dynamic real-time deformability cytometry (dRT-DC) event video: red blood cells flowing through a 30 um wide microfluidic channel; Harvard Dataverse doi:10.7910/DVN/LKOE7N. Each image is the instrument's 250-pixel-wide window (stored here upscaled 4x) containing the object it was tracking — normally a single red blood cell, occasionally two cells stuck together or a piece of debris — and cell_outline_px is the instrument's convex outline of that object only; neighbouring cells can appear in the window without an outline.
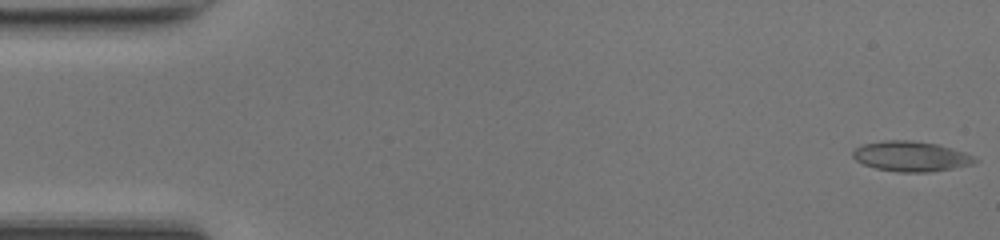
{"species": "common noctule bat (a hibernating species)", "species_latin": "Nyctalus noctula", "temperature_condition": "room temperature", "stored_images_in_passage": 48, "camera_frame_rate_fps": 3000, "um_per_image_px": 0.085, "animal": {"sex": "female", "body_mass_g": 17.0, "forearm_length_mm": 48.0}, "frame": {"image": 1, "passage_image": 1, "time_ms": 0.0, "image_size_px": [1000, 240], "cell_outline_px": [[980, 160], [972, 164], [952, 168], [928, 172], [896, 172], [876, 168], [864, 164], [856, 160], [852, 156], [852, 152], [860, 144], [884, 140], [912, 140], [936, 144], [952, 148], [964, 152]], "centroid_in_image_um": [77.4, 13.28], "position_along_channel_um": 7.6, "area_um2": 21.44}}
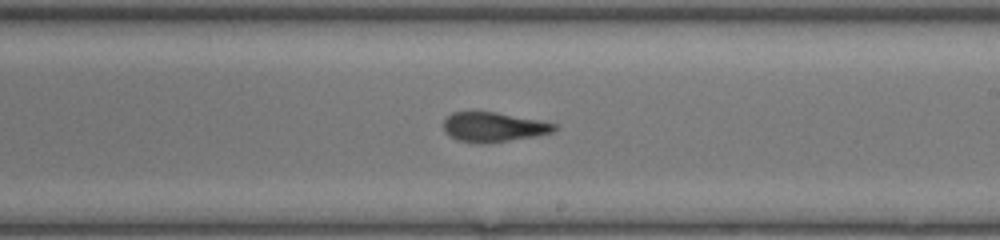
{"frame": {"image": 2, "passage_image": 28, "time_ms": 9.0, "image_size_px": [1000, 240], "cell_outline_px": [[556, 128], [552, 132], [532, 136], [488, 144], [456, 140], [448, 136], [444, 132], [444, 120], [452, 112], [496, 112], [540, 120], [556, 124]], "centroid_in_image_um": [41.9, 10.8], "position_along_channel_um": 247.1, "area_um2": 19.02}}
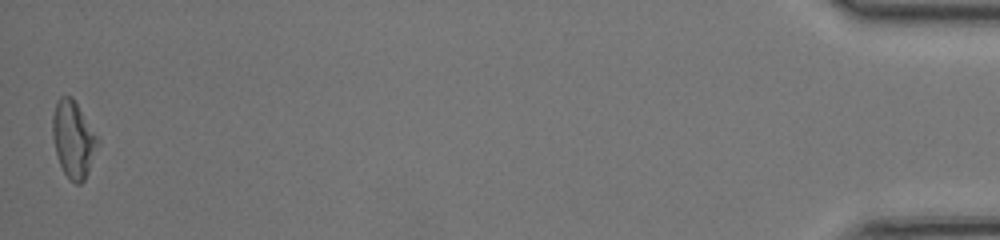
{"frame": {"image": 3, "passage_image": 48, "time_ms": 15.667, "image_size_px": [1000, 240], "cell_outline_px": [[100, 144], [88, 172], [84, 180], [80, 184], [76, 184], [68, 180], [60, 164], [56, 152], [52, 136], [52, 116], [56, 100], [60, 96], [72, 96], [100, 140]], "centroid_in_image_um": [6.24, 11.84], "position_along_channel_um": 429.0, "area_um2": 20.4}, "authors_computed_cell_mechanics": {"area_um2": 20.23, "velocity_mm_per_s": 4.2782, "shape_relaxation_time_tau1_ms": null, "shape_relaxation_time_tau2_ms": 3.3144, "deformation_change_tau1": null, "deformation_change_tau2": 0.1277}}